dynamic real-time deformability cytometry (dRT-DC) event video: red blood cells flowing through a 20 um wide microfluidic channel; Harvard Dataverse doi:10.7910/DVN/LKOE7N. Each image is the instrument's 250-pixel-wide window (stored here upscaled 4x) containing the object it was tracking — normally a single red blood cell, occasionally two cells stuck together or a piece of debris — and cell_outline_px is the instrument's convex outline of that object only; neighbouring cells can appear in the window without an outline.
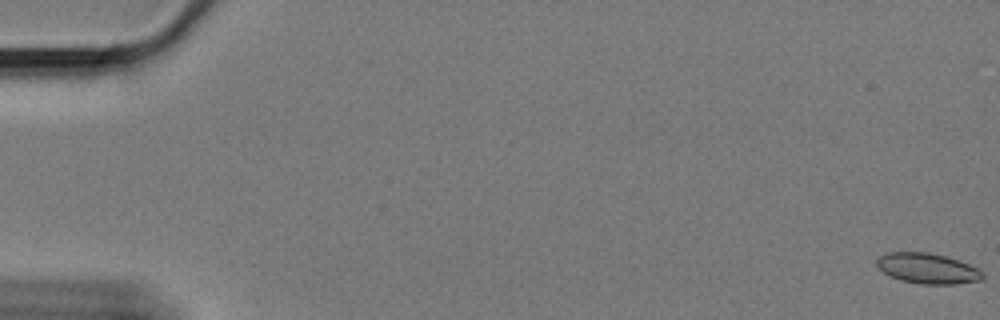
{"species": "Egyptian fruit bat (a non-hibernating species)", "species_latin": "Rousettus aegyptiacus", "temperature_condition": "cold", "stored_images_in_passage": 12, "camera_frame_rate_fps": 3000, "um_per_image_px": 0.085, "animal": {"sex": "female"}, "frame": {"image": 1, "passage_image": 1, "time_ms": 0.0, "image_size_px": [1000, 320], "cell_outline_px": [[984, 276], [980, 280], [952, 284], [924, 284], [900, 280], [884, 272], [876, 264], [876, 260], [880, 256], [888, 252], [928, 252], [944, 256], [968, 264], [976, 268]], "centroid_in_image_um": [78.8, 22.81], "position_along_channel_um": 6.2, "area_um2": 18.32}}